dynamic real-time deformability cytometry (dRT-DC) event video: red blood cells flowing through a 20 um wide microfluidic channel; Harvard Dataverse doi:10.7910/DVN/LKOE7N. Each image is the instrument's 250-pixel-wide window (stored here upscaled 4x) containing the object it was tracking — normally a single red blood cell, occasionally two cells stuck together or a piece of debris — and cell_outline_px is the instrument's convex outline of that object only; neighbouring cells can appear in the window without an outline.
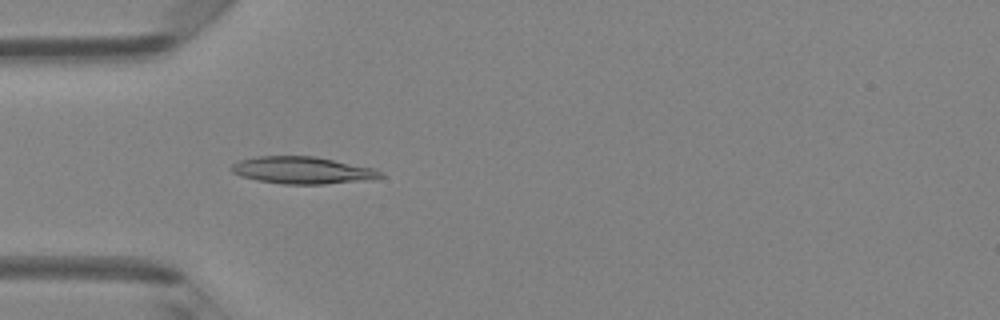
{"species": "Egyptian fruit bat (a non-hibernating species)", "species_latin": "Rousettus aegyptiacus", "temperature_condition": "room temperature", "stored_images_in_passage": 4, "camera_frame_rate_fps": 3000, "um_per_image_px": 0.085, "animal": {"sex": "female"}, "frame": {"image": 1, "passage_image": 4, "time_ms": 1.0, "image_size_px": [1000, 320], "cell_outline_px": [[384, 176], [372, 180], [324, 184], [284, 184], [256, 180], [240, 176], [232, 172], [228, 168], [232, 164], [240, 160], [256, 156], [316, 156], [372, 168], [384, 172]], "centroid_in_image_um": [25.7, 14.47], "position_along_channel_um": 59.3, "area_um2": 23.76}}